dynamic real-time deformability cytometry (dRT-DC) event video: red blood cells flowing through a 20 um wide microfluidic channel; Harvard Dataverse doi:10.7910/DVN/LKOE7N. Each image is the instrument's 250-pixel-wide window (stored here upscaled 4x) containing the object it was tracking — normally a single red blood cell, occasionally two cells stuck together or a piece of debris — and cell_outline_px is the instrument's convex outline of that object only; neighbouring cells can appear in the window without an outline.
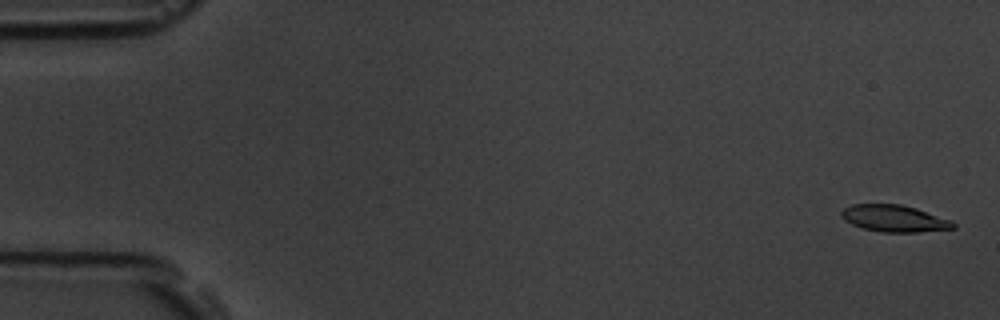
{"species": "common noctule bat (a hibernating species)", "species_latin": "Nyctalus noctula", "temperature_condition": "room temperature", "stored_images_in_passage": 55, "camera_frame_rate_fps": 3000, "um_per_image_px": 0.085, "animal": {"sex": "male", "body_mass_g": 19.5, "forearm_length_mm": 54.6}, "frame": {"image": 1, "passage_image": 2, "time_ms": 0.333, "image_size_px": [1000, 320], "cell_outline_px": [[956, 228], [920, 232], [884, 232], [864, 228], [852, 224], [844, 220], [840, 216], [840, 212], [844, 208], [852, 204], [900, 204], [916, 208], [952, 220], [956, 224]], "centroid_in_image_um": [76.03, 18.56], "position_along_channel_um": 9.0, "area_um2": 17.51}}
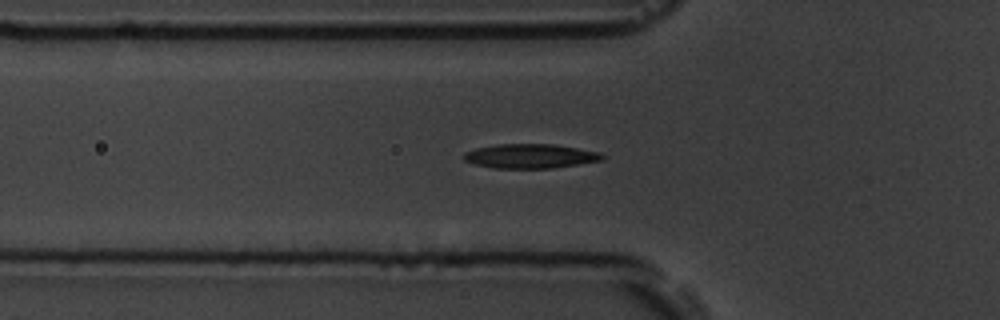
{"frame": {"image": 2, "passage_image": 19, "time_ms": 6.0, "image_size_px": [1000, 320], "cell_outline_px": [[604, 160], [552, 168], [492, 168], [472, 164], [464, 160], [464, 152], [476, 148], [496, 144], [552, 144], [600, 152], [604, 156]], "centroid_in_image_um": [45.04, 13.27], "position_along_channel_um": 80.8, "area_um2": 19.65}}
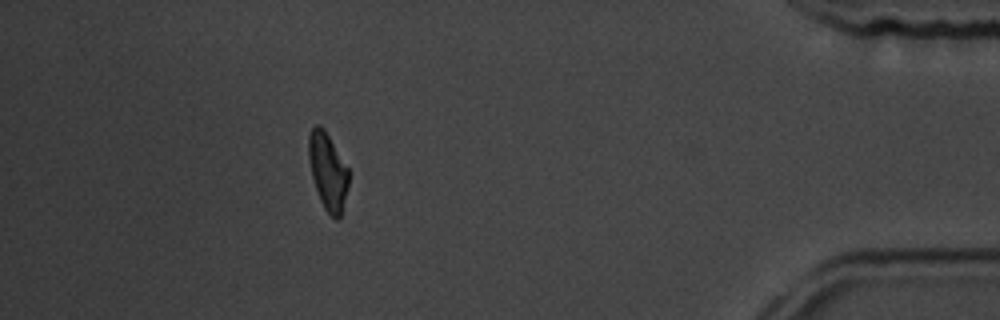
{"frame": {"image": 3, "passage_image": 49, "time_ms": 16.0, "image_size_px": [1000, 320], "cell_outline_px": [[348, 184], [340, 216], [336, 220], [324, 208], [320, 200], [312, 176], [308, 156], [308, 136], [312, 128], [316, 124], [320, 124], [324, 128], [348, 168]], "centroid_in_image_um": [27.84, 14.51], "position_along_channel_um": 407.4, "area_um2": 17.63}, "authors_computed_cell_mechanics": {"area_um2": 18.496, "velocity_mm_per_s": 3.7853, "shape_relaxation_time_tau1_ms": 3.0341, "shape_relaxation_time_tau2_ms": 5.6109, "deformation_change_tau1": 0.1278, "deformation_change_tau2": 0.1295}}